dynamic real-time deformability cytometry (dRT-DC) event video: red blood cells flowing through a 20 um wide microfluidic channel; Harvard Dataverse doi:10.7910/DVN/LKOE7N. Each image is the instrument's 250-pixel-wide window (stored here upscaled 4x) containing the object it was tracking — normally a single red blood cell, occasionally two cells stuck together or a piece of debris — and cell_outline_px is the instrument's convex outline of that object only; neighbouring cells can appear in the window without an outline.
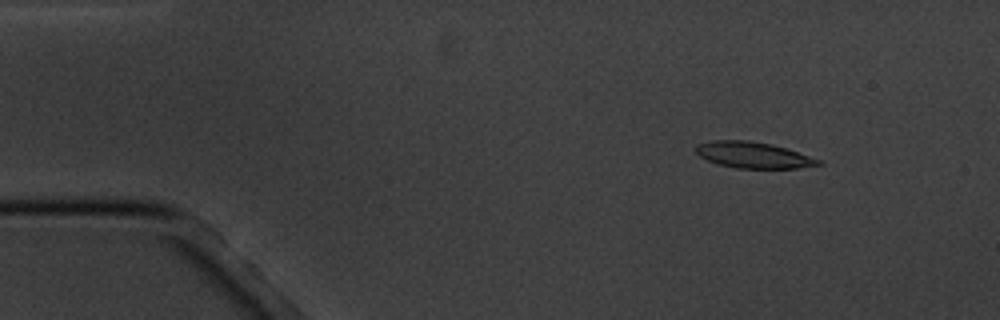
{"species": "common noctule bat (a hibernating species)", "species_latin": "Nyctalus noctula", "temperature_condition": "cold", "stored_images_in_passage": 4, "camera_frame_rate_fps": 3000, "um_per_image_px": 0.085, "animal": {"sex": "male", "body_mass_g": 20.1, "forearm_length_mm": 53.5}, "frame": {"image": 1, "passage_image": 2, "time_ms": 1.333, "image_size_px": [1000, 320], "cell_outline_px": [[824, 164], [800, 168], [736, 168], [720, 164], [708, 160], [700, 156], [696, 152], [696, 144], [712, 140], [748, 140], [772, 144], [824, 160]], "centroid_in_image_um": [64.08, 13.17], "position_along_channel_um": 20.9, "area_um2": 18.73}}
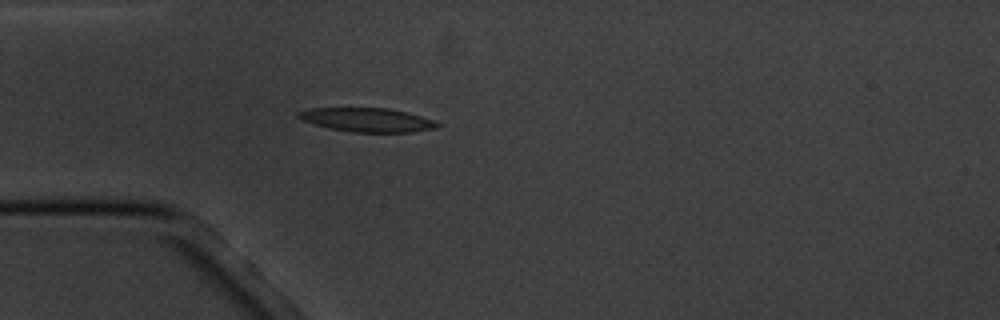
{"frame": {"image": 2, "passage_image": 4, "time_ms": 4.333, "image_size_px": [1000, 320], "cell_outline_px": [[440, 124], [436, 128], [412, 132], [352, 132], [328, 128], [304, 120], [296, 116], [296, 112], [312, 108], [388, 108], [420, 116], [432, 120]], "centroid_in_image_um": [31.19, 10.19], "position_along_channel_um": 53.8, "area_um2": 19.07}}